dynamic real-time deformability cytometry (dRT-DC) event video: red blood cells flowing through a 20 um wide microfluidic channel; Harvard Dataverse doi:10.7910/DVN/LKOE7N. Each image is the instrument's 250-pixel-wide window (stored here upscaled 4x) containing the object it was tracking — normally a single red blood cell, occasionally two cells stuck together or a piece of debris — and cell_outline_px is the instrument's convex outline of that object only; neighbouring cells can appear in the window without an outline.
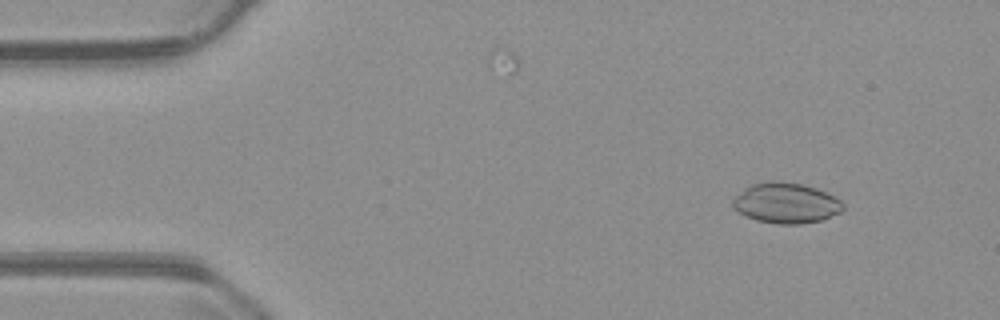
{"species": "common noctule bat (a hibernating species)", "species_latin": "Nyctalus noctula", "temperature_condition": "warm", "stored_images_in_passage": 53, "camera_frame_rate_fps": 3000, "um_per_image_px": 0.085, "animal": {"sex": "male", "body_mass_g": 23.1, "forearm_length_mm": 52.7}, "frame": {"image": 1, "passage_image": 4, "time_ms": 1.0, "image_size_px": [1000, 320], "cell_outline_px": [[844, 208], [840, 212], [824, 220], [800, 224], [776, 224], [756, 220], [740, 212], [732, 204], [732, 200], [736, 196], [752, 184], [772, 180], [800, 184], [816, 188], [840, 200], [844, 204]], "centroid_in_image_um": [66.84, 17.27], "position_along_channel_um": 18.2, "area_um2": 25.66}}
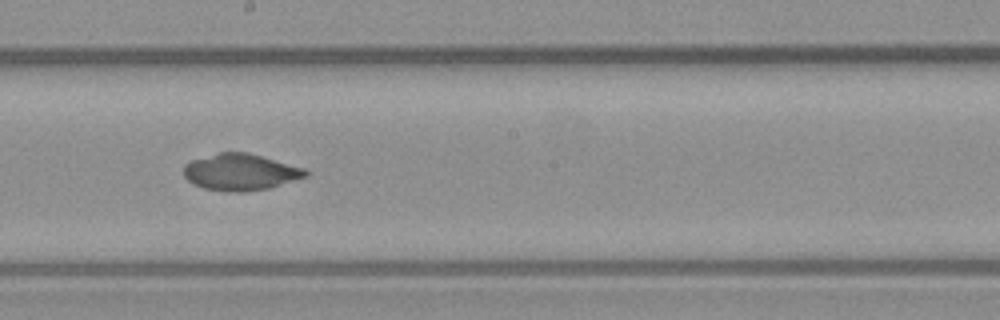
{"frame": {"image": 2, "passage_image": 28, "time_ms": 9.0, "image_size_px": [1000, 320], "cell_outline_px": [[308, 176], [268, 188], [244, 192], [224, 192], [204, 188], [192, 184], [184, 176], [184, 164], [192, 160], [216, 152], [248, 152], [304, 168], [308, 172]], "centroid_in_image_um": [20.41, 14.63], "position_along_channel_um": 227.8, "area_um2": 26.07}}
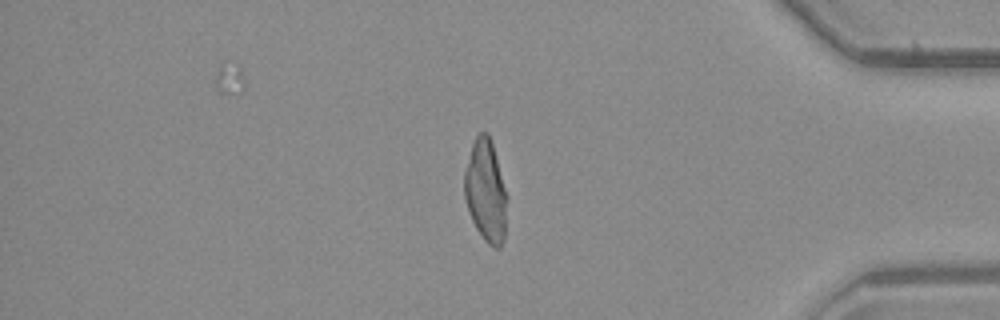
{"frame": {"image": 3, "passage_image": 44, "time_ms": 14.333, "image_size_px": [1000, 320], "cell_outline_px": [[508, 196], [504, 240], [500, 248], [492, 248], [484, 240], [476, 228], [468, 212], [464, 196], [464, 172], [472, 144], [476, 136], [480, 132], [488, 132], [492, 144]], "centroid_in_image_um": [41.3, 16.28], "position_along_channel_um": 393.9, "area_um2": 25.61}, "authors_computed_cell_mechanics": {"area_um2": 26.01, "velocity_mm_per_s": 3.7359, "shape_relaxation_time_tau1_ms": null, "shape_relaxation_time_tau2_ms": 1.9587, "deformation_change_tau1": null, "deformation_change_tau2": 0.0414}}